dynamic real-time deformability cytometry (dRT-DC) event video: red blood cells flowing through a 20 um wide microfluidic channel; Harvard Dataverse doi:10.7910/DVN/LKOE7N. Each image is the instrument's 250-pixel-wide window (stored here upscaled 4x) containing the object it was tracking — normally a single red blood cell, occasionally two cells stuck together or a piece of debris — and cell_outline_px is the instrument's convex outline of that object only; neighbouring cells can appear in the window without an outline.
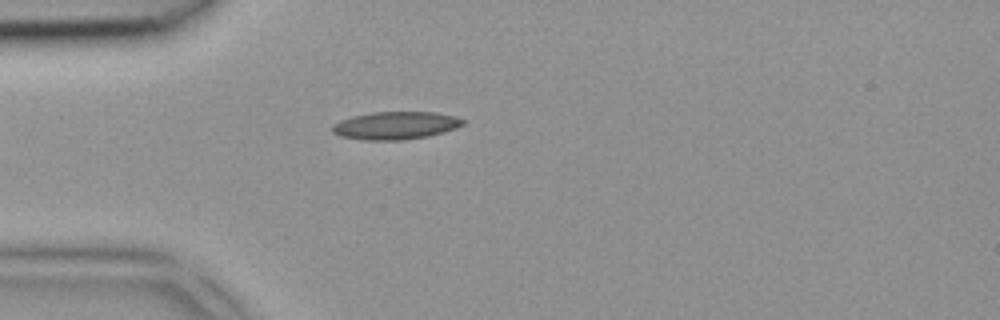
{"species": "common noctule bat (a hibernating species)", "species_latin": "Nyctalus noctula", "temperature_condition": "room temperature", "stored_images_in_passage": 3, "camera_frame_rate_fps": 3000, "um_per_image_px": 0.085, "animal": {"sex": "female", "body_mass_g": 18.4}, "frame": {"image": 1, "passage_image": 3, "time_ms": 0.667, "image_size_px": [1000, 320], "cell_outline_px": [[464, 124], [444, 132], [428, 136], [404, 140], [360, 140], [340, 136], [332, 132], [332, 124], [340, 120], [352, 116], [372, 112], [436, 112], [452, 116], [464, 120]], "centroid_in_image_um": [33.57, 10.67], "position_along_channel_um": 51.4, "area_um2": 21.15}}